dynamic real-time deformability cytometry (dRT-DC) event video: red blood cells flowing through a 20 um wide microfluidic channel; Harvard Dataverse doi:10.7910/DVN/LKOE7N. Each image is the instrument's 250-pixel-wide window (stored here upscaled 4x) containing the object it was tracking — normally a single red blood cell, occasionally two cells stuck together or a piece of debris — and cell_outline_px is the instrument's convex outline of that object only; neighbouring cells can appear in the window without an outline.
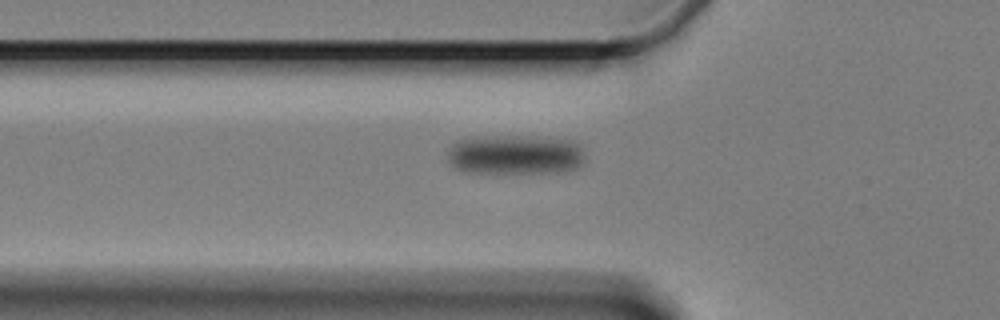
{"species": "Egyptian fruit bat (a non-hibernating species)", "species_latin": "Rousettus aegyptiacus", "temperature_condition": "cold", "stored_images_in_passage": 7, "camera_frame_rate_fps": 3000, "um_per_image_px": 0.085, "animal": {"sex": "female"}, "frame": {"image": 1, "passage_image": 7, "time_ms": 8.0, "image_size_px": [1000, 320], "cell_outline_px": [[580, 164], [576, 168], [556, 172], [460, 172], [448, 160], [448, 148], [456, 140], [464, 136], [536, 136], [572, 140], [580, 144]], "centroid_in_image_um": [43.68, 13.11], "position_along_channel_um": 82.1, "area_um2": 31.91}}